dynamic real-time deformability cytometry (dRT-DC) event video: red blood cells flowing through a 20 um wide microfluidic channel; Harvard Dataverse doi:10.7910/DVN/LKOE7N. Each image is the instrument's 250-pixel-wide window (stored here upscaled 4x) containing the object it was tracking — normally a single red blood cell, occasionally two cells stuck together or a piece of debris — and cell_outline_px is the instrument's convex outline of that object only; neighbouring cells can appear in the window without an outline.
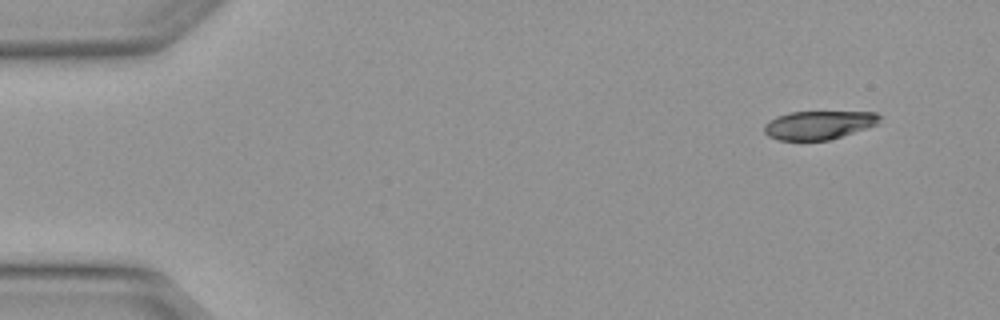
{"species": "Egyptian fruit bat (a non-hibernating species)", "species_latin": "Rousettus aegyptiacus", "temperature_condition": "warm", "stored_images_in_passage": 3, "camera_frame_rate_fps": 3000, "um_per_image_px": 0.085, "animal": {"sex": "female"}, "frame": {"image": 1, "passage_image": 1, "time_ms": 0.0, "image_size_px": [1000, 320], "cell_outline_px": [[880, 116], [876, 124], [868, 128], [828, 140], [780, 140], [768, 136], [764, 132], [764, 124], [768, 120], [776, 116], [788, 112], [876, 112]], "centroid_in_image_um": [69.54, 10.62], "position_along_channel_um": 15.5, "area_um2": 19.13}}